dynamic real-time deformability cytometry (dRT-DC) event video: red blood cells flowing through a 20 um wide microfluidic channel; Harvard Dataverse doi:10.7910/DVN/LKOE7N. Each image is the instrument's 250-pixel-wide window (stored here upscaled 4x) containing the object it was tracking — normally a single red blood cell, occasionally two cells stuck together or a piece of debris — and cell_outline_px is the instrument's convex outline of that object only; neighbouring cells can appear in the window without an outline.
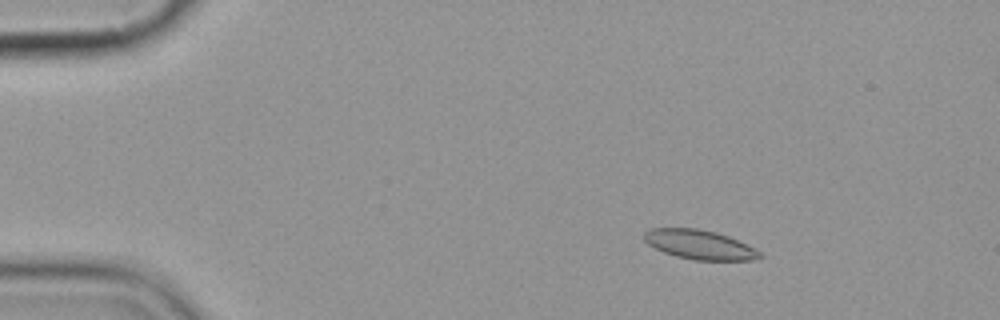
{"species": "common noctule bat (a hibernating species)", "species_latin": "Nyctalus noctula", "temperature_condition": "cold", "stored_images_in_passage": 7, "camera_frame_rate_fps": 3000, "um_per_image_px": 0.085, "animal": {"sex": "female", "body_mass_g": 19.9}, "frame": {"image": 1, "passage_image": 3, "time_ms": 2.333, "image_size_px": [1000, 320], "cell_outline_px": [[764, 256], [752, 260], [692, 260], [676, 256], [664, 252], [648, 244], [644, 240], [644, 232], [652, 228], [696, 228], [716, 232], [728, 236], [756, 248]], "centroid_in_image_um": [59.48, 20.79], "position_along_channel_um": 25.5, "area_um2": 19.77}}
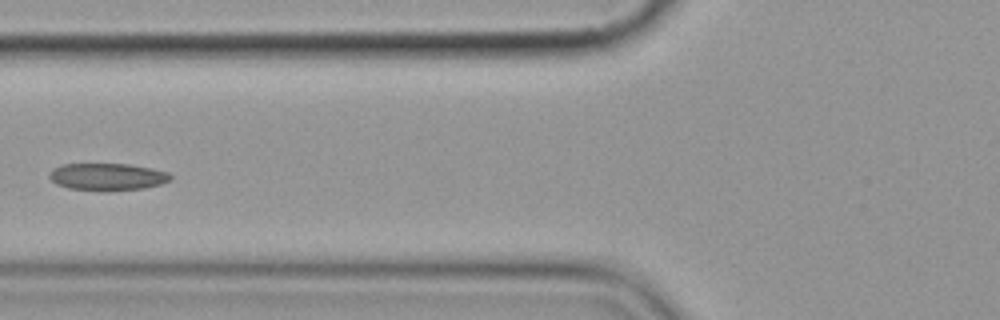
{"frame": {"image": 2, "passage_image": 7, "time_ms": 7.0, "image_size_px": [1000, 320], "cell_outline_px": [[172, 180], [160, 184], [144, 188], [104, 192], [68, 188], [56, 184], [48, 176], [52, 168], [60, 164], [128, 164], [152, 168], [168, 172], [172, 176]], "centroid_in_image_um": [9.12, 15.03], "position_along_channel_um": 116.7, "area_um2": 19.54}}